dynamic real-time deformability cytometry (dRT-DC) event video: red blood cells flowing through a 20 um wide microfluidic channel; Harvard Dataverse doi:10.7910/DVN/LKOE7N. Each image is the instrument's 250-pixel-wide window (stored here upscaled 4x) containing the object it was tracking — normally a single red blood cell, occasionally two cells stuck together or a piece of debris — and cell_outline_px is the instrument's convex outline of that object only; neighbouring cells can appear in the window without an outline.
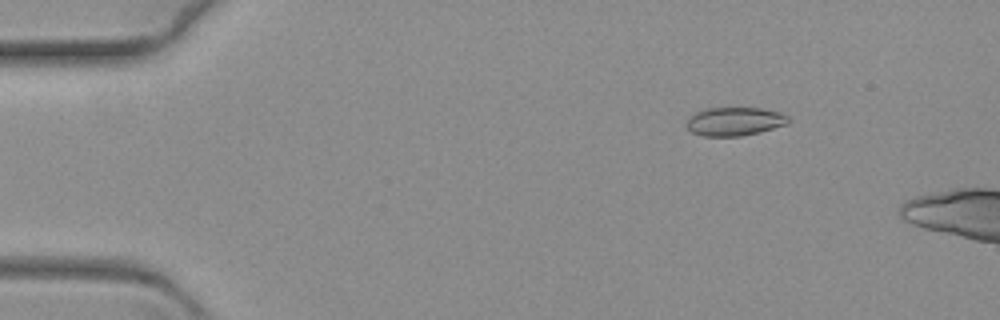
{"species": "common noctule bat (a hibernating species)", "species_latin": "Nyctalus noctula", "temperature_condition": "warm", "stored_images_in_passage": 12, "camera_frame_rate_fps": 3000, "um_per_image_px": 0.085, "animal": {"sex": "female", "body_mass_g": 19.3, "forearm_length_mm": 54.1}, "frame": {"image": 1, "passage_image": 4, "time_ms": 1.0, "image_size_px": [1000, 320], "cell_outline_px": [[788, 124], [760, 132], [740, 136], [704, 136], [692, 132], [688, 128], [688, 120], [696, 112], [704, 108], [764, 108], [780, 112], [788, 116]], "centroid_in_image_um": [62.48, 10.32], "position_along_channel_um": 22.5, "area_um2": 16.82}}